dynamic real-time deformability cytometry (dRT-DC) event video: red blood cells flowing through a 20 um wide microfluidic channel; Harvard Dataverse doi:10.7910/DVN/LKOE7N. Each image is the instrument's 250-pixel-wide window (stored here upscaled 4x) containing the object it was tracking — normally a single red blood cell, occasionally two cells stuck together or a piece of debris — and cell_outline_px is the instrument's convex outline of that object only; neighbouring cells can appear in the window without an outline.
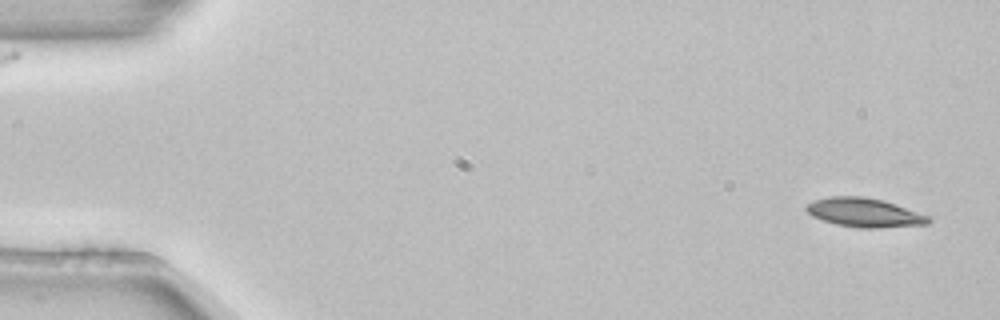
{"species": "common noctule bat (a hibernating species)", "species_latin": "Nyctalus noctula", "temperature_condition": "room temperature", "stored_images_in_passage": 5, "camera_frame_rate_fps": 3000, "um_per_image_px": 0.085, "animal": {"sex": "female", "body_mass_g": 22.7, "forearm_length_mm": 54.2}, "frame": {"image": 1, "passage_image": 1, "time_ms": 0.0, "image_size_px": [1000, 320], "cell_outline_px": [[932, 220], [928, 224], [880, 228], [860, 228], [836, 224], [812, 216], [804, 208], [808, 204], [816, 200], [828, 196], [864, 196], [884, 200], [932, 216]], "centroid_in_image_um": [73.54, 18.07], "position_along_channel_um": 11.5, "area_um2": 20.81}}
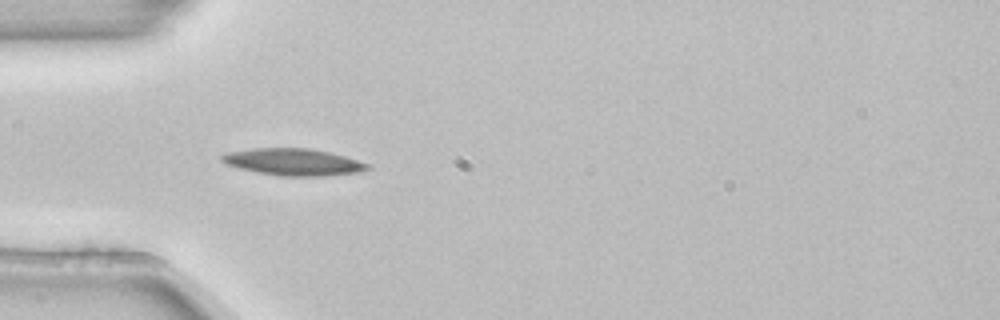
{"frame": {"image": 2, "passage_image": 5, "time_ms": 1.333, "image_size_px": [1000, 320], "cell_outline_px": [[372, 168], [360, 172], [324, 176], [280, 176], [240, 168], [224, 164], [220, 160], [220, 156], [224, 152], [252, 148], [312, 148], [344, 156], [368, 164]], "centroid_in_image_um": [24.89, 13.76], "position_along_channel_um": 60.1, "area_um2": 22.89}}